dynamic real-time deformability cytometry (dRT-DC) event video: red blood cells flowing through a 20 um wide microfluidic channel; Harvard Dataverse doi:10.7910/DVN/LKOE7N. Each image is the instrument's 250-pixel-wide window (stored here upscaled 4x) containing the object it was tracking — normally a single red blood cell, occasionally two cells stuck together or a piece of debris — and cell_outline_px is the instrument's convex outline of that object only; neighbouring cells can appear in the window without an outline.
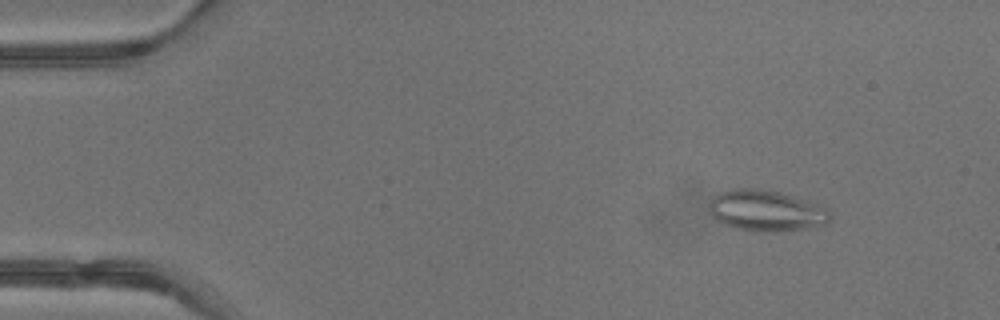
{"species": "common noctule bat (a hibernating species)", "species_latin": "Nyctalus noctula", "temperature_condition": "warm", "stored_images_in_passage": 42, "segment_of_instrument_passage": [1, 2], "camera_frame_rate_fps": 3000, "um_per_image_px": 0.085, "animal": {"sex": "male", "body_mass_g": 13.3}, "frame": {"image": 1, "passage_image": 5, "time_ms": 1.333, "image_size_px": [1000, 320], "cell_outline_px": [[832, 220], [828, 224], [804, 228], [772, 232], [756, 232], [736, 228], [724, 224], [716, 220], [712, 216], [708, 208], [708, 204], [712, 196], [720, 192], [732, 188], [756, 188], [780, 192], [828, 208], [832, 216]], "centroid_in_image_um": [65.1, 17.91], "position_along_channel_um": 19.9, "area_um2": 29.19}}